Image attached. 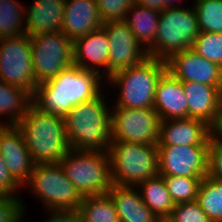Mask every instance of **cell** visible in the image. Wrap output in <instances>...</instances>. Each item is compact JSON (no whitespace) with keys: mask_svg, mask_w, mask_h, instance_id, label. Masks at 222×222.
Here are the masks:
<instances>
[{"mask_svg":"<svg viewBox=\"0 0 222 222\" xmlns=\"http://www.w3.org/2000/svg\"><path fill=\"white\" fill-rule=\"evenodd\" d=\"M160 120L188 118V101L179 81L166 71L157 83L153 103Z\"/></svg>","mask_w":222,"mask_h":222,"instance_id":"cell-19","label":"cell"},{"mask_svg":"<svg viewBox=\"0 0 222 222\" xmlns=\"http://www.w3.org/2000/svg\"><path fill=\"white\" fill-rule=\"evenodd\" d=\"M0 154L13 180L22 188L34 169V161L16 125L0 122Z\"/></svg>","mask_w":222,"mask_h":222,"instance_id":"cell-14","label":"cell"},{"mask_svg":"<svg viewBox=\"0 0 222 222\" xmlns=\"http://www.w3.org/2000/svg\"><path fill=\"white\" fill-rule=\"evenodd\" d=\"M102 78L101 74L73 64L37 86L32 94V106L42 113L64 118L74 106L101 93Z\"/></svg>","mask_w":222,"mask_h":222,"instance_id":"cell-1","label":"cell"},{"mask_svg":"<svg viewBox=\"0 0 222 222\" xmlns=\"http://www.w3.org/2000/svg\"><path fill=\"white\" fill-rule=\"evenodd\" d=\"M7 194L0 188V198L6 196Z\"/></svg>","mask_w":222,"mask_h":222,"instance_id":"cell-42","label":"cell"},{"mask_svg":"<svg viewBox=\"0 0 222 222\" xmlns=\"http://www.w3.org/2000/svg\"><path fill=\"white\" fill-rule=\"evenodd\" d=\"M135 186L112 184L107 192L117 211L120 222H159L157 217L143 202Z\"/></svg>","mask_w":222,"mask_h":222,"instance_id":"cell-22","label":"cell"},{"mask_svg":"<svg viewBox=\"0 0 222 222\" xmlns=\"http://www.w3.org/2000/svg\"><path fill=\"white\" fill-rule=\"evenodd\" d=\"M34 164L60 163L71 149L64 118L42 113L32 105L16 125Z\"/></svg>","mask_w":222,"mask_h":222,"instance_id":"cell-3","label":"cell"},{"mask_svg":"<svg viewBox=\"0 0 222 222\" xmlns=\"http://www.w3.org/2000/svg\"><path fill=\"white\" fill-rule=\"evenodd\" d=\"M167 71L182 82L191 81L220 86L222 67L200 56L191 48L172 54L166 60Z\"/></svg>","mask_w":222,"mask_h":222,"instance_id":"cell-15","label":"cell"},{"mask_svg":"<svg viewBox=\"0 0 222 222\" xmlns=\"http://www.w3.org/2000/svg\"><path fill=\"white\" fill-rule=\"evenodd\" d=\"M191 49L222 67V33L200 32Z\"/></svg>","mask_w":222,"mask_h":222,"instance_id":"cell-30","label":"cell"},{"mask_svg":"<svg viewBox=\"0 0 222 222\" xmlns=\"http://www.w3.org/2000/svg\"><path fill=\"white\" fill-rule=\"evenodd\" d=\"M0 80L22 88L32 96L38 84L34 75L29 35L0 39Z\"/></svg>","mask_w":222,"mask_h":222,"instance_id":"cell-10","label":"cell"},{"mask_svg":"<svg viewBox=\"0 0 222 222\" xmlns=\"http://www.w3.org/2000/svg\"><path fill=\"white\" fill-rule=\"evenodd\" d=\"M200 32L222 33V0H195Z\"/></svg>","mask_w":222,"mask_h":222,"instance_id":"cell-28","label":"cell"},{"mask_svg":"<svg viewBox=\"0 0 222 222\" xmlns=\"http://www.w3.org/2000/svg\"><path fill=\"white\" fill-rule=\"evenodd\" d=\"M176 1H179V0H162V4H163V9L164 8H168V7H174V4Z\"/></svg>","mask_w":222,"mask_h":222,"instance_id":"cell-39","label":"cell"},{"mask_svg":"<svg viewBox=\"0 0 222 222\" xmlns=\"http://www.w3.org/2000/svg\"><path fill=\"white\" fill-rule=\"evenodd\" d=\"M210 146H157L159 175L205 177Z\"/></svg>","mask_w":222,"mask_h":222,"instance_id":"cell-12","label":"cell"},{"mask_svg":"<svg viewBox=\"0 0 222 222\" xmlns=\"http://www.w3.org/2000/svg\"><path fill=\"white\" fill-rule=\"evenodd\" d=\"M73 63L74 65L100 74L102 66L108 79V56L110 44L107 33L103 27L93 30L84 37L73 42ZM89 62V64H88ZM93 64V66H92ZM95 66L99 68H95Z\"/></svg>","mask_w":222,"mask_h":222,"instance_id":"cell-17","label":"cell"},{"mask_svg":"<svg viewBox=\"0 0 222 222\" xmlns=\"http://www.w3.org/2000/svg\"><path fill=\"white\" fill-rule=\"evenodd\" d=\"M208 176L222 182V138L210 136Z\"/></svg>","mask_w":222,"mask_h":222,"instance_id":"cell-34","label":"cell"},{"mask_svg":"<svg viewBox=\"0 0 222 222\" xmlns=\"http://www.w3.org/2000/svg\"><path fill=\"white\" fill-rule=\"evenodd\" d=\"M45 222H75L74 215H51Z\"/></svg>","mask_w":222,"mask_h":222,"instance_id":"cell-37","label":"cell"},{"mask_svg":"<svg viewBox=\"0 0 222 222\" xmlns=\"http://www.w3.org/2000/svg\"><path fill=\"white\" fill-rule=\"evenodd\" d=\"M140 186V187H139ZM142 189L140 193L145 205L160 218H168L174 208V202L167 190L164 178L156 175L145 181H142L136 188Z\"/></svg>","mask_w":222,"mask_h":222,"instance_id":"cell-24","label":"cell"},{"mask_svg":"<svg viewBox=\"0 0 222 222\" xmlns=\"http://www.w3.org/2000/svg\"><path fill=\"white\" fill-rule=\"evenodd\" d=\"M168 218L173 222H211L197 201L175 204Z\"/></svg>","mask_w":222,"mask_h":222,"instance_id":"cell-32","label":"cell"},{"mask_svg":"<svg viewBox=\"0 0 222 222\" xmlns=\"http://www.w3.org/2000/svg\"><path fill=\"white\" fill-rule=\"evenodd\" d=\"M32 96L24 89L0 80V116L8 115L9 124L17 125L32 105Z\"/></svg>","mask_w":222,"mask_h":222,"instance_id":"cell-25","label":"cell"},{"mask_svg":"<svg viewBox=\"0 0 222 222\" xmlns=\"http://www.w3.org/2000/svg\"><path fill=\"white\" fill-rule=\"evenodd\" d=\"M212 133L216 137L222 138V108L219 109L218 119L215 125L212 127Z\"/></svg>","mask_w":222,"mask_h":222,"instance_id":"cell-38","label":"cell"},{"mask_svg":"<svg viewBox=\"0 0 222 222\" xmlns=\"http://www.w3.org/2000/svg\"><path fill=\"white\" fill-rule=\"evenodd\" d=\"M212 127L194 118L171 119L160 122L157 146H210Z\"/></svg>","mask_w":222,"mask_h":222,"instance_id":"cell-16","label":"cell"},{"mask_svg":"<svg viewBox=\"0 0 222 222\" xmlns=\"http://www.w3.org/2000/svg\"><path fill=\"white\" fill-rule=\"evenodd\" d=\"M211 222H222V182L205 176L200 184L197 200Z\"/></svg>","mask_w":222,"mask_h":222,"instance_id":"cell-27","label":"cell"},{"mask_svg":"<svg viewBox=\"0 0 222 222\" xmlns=\"http://www.w3.org/2000/svg\"><path fill=\"white\" fill-rule=\"evenodd\" d=\"M219 108H222V82L219 88Z\"/></svg>","mask_w":222,"mask_h":222,"instance_id":"cell-40","label":"cell"},{"mask_svg":"<svg viewBox=\"0 0 222 222\" xmlns=\"http://www.w3.org/2000/svg\"><path fill=\"white\" fill-rule=\"evenodd\" d=\"M29 186L51 215H76L83 197L67 178L60 163L36 164Z\"/></svg>","mask_w":222,"mask_h":222,"instance_id":"cell-5","label":"cell"},{"mask_svg":"<svg viewBox=\"0 0 222 222\" xmlns=\"http://www.w3.org/2000/svg\"><path fill=\"white\" fill-rule=\"evenodd\" d=\"M103 24L95 0H65L62 33L73 42Z\"/></svg>","mask_w":222,"mask_h":222,"instance_id":"cell-18","label":"cell"},{"mask_svg":"<svg viewBox=\"0 0 222 222\" xmlns=\"http://www.w3.org/2000/svg\"><path fill=\"white\" fill-rule=\"evenodd\" d=\"M60 165L82 197L106 194L112 187L108 152L70 149Z\"/></svg>","mask_w":222,"mask_h":222,"instance_id":"cell-8","label":"cell"},{"mask_svg":"<svg viewBox=\"0 0 222 222\" xmlns=\"http://www.w3.org/2000/svg\"><path fill=\"white\" fill-rule=\"evenodd\" d=\"M102 21L125 20L135 0H95Z\"/></svg>","mask_w":222,"mask_h":222,"instance_id":"cell-31","label":"cell"},{"mask_svg":"<svg viewBox=\"0 0 222 222\" xmlns=\"http://www.w3.org/2000/svg\"><path fill=\"white\" fill-rule=\"evenodd\" d=\"M20 186L13 180L11 175L9 174L5 163L3 162V157L0 154V188L7 194V195H14L16 196L17 190H19Z\"/></svg>","mask_w":222,"mask_h":222,"instance_id":"cell-35","label":"cell"},{"mask_svg":"<svg viewBox=\"0 0 222 222\" xmlns=\"http://www.w3.org/2000/svg\"><path fill=\"white\" fill-rule=\"evenodd\" d=\"M21 201L14 195L0 198V222H21L25 216V206Z\"/></svg>","mask_w":222,"mask_h":222,"instance_id":"cell-33","label":"cell"},{"mask_svg":"<svg viewBox=\"0 0 222 222\" xmlns=\"http://www.w3.org/2000/svg\"><path fill=\"white\" fill-rule=\"evenodd\" d=\"M159 18L160 11L134 3L124 21L137 40L147 50L155 42Z\"/></svg>","mask_w":222,"mask_h":222,"instance_id":"cell-23","label":"cell"},{"mask_svg":"<svg viewBox=\"0 0 222 222\" xmlns=\"http://www.w3.org/2000/svg\"><path fill=\"white\" fill-rule=\"evenodd\" d=\"M114 106L111 114L112 141L158 144L161 120L154 108L131 109Z\"/></svg>","mask_w":222,"mask_h":222,"instance_id":"cell-11","label":"cell"},{"mask_svg":"<svg viewBox=\"0 0 222 222\" xmlns=\"http://www.w3.org/2000/svg\"><path fill=\"white\" fill-rule=\"evenodd\" d=\"M108 37V78L123 69L140 64L148 57L147 50L137 40L124 20L108 21L102 26Z\"/></svg>","mask_w":222,"mask_h":222,"instance_id":"cell-13","label":"cell"},{"mask_svg":"<svg viewBox=\"0 0 222 222\" xmlns=\"http://www.w3.org/2000/svg\"><path fill=\"white\" fill-rule=\"evenodd\" d=\"M174 204L197 200L198 190L204 177L161 175Z\"/></svg>","mask_w":222,"mask_h":222,"instance_id":"cell-29","label":"cell"},{"mask_svg":"<svg viewBox=\"0 0 222 222\" xmlns=\"http://www.w3.org/2000/svg\"><path fill=\"white\" fill-rule=\"evenodd\" d=\"M199 33L194 7L164 8L160 11L155 42L147 49V54L166 61L172 54L190 49Z\"/></svg>","mask_w":222,"mask_h":222,"instance_id":"cell-7","label":"cell"},{"mask_svg":"<svg viewBox=\"0 0 222 222\" xmlns=\"http://www.w3.org/2000/svg\"><path fill=\"white\" fill-rule=\"evenodd\" d=\"M108 154L113 184L136 187L159 174L157 145L112 141Z\"/></svg>","mask_w":222,"mask_h":222,"instance_id":"cell-6","label":"cell"},{"mask_svg":"<svg viewBox=\"0 0 222 222\" xmlns=\"http://www.w3.org/2000/svg\"><path fill=\"white\" fill-rule=\"evenodd\" d=\"M25 10V34L62 32L65 0H36ZM26 23V25H25Z\"/></svg>","mask_w":222,"mask_h":222,"instance_id":"cell-21","label":"cell"},{"mask_svg":"<svg viewBox=\"0 0 222 222\" xmlns=\"http://www.w3.org/2000/svg\"><path fill=\"white\" fill-rule=\"evenodd\" d=\"M75 216L79 222H120L108 193L83 197Z\"/></svg>","mask_w":222,"mask_h":222,"instance_id":"cell-26","label":"cell"},{"mask_svg":"<svg viewBox=\"0 0 222 222\" xmlns=\"http://www.w3.org/2000/svg\"><path fill=\"white\" fill-rule=\"evenodd\" d=\"M166 71L165 60L148 56L140 64L113 74L106 82L120 89L115 105L131 109L153 108L157 83Z\"/></svg>","mask_w":222,"mask_h":222,"instance_id":"cell-4","label":"cell"},{"mask_svg":"<svg viewBox=\"0 0 222 222\" xmlns=\"http://www.w3.org/2000/svg\"><path fill=\"white\" fill-rule=\"evenodd\" d=\"M159 222H173V221L170 220L169 218H160Z\"/></svg>","mask_w":222,"mask_h":222,"instance_id":"cell-41","label":"cell"},{"mask_svg":"<svg viewBox=\"0 0 222 222\" xmlns=\"http://www.w3.org/2000/svg\"><path fill=\"white\" fill-rule=\"evenodd\" d=\"M135 3L146 8H152L158 11L163 10L162 0H135Z\"/></svg>","mask_w":222,"mask_h":222,"instance_id":"cell-36","label":"cell"},{"mask_svg":"<svg viewBox=\"0 0 222 222\" xmlns=\"http://www.w3.org/2000/svg\"><path fill=\"white\" fill-rule=\"evenodd\" d=\"M188 101V118L199 119L213 127L219 114V88L203 83L182 82Z\"/></svg>","mask_w":222,"mask_h":222,"instance_id":"cell-20","label":"cell"},{"mask_svg":"<svg viewBox=\"0 0 222 222\" xmlns=\"http://www.w3.org/2000/svg\"><path fill=\"white\" fill-rule=\"evenodd\" d=\"M37 84L49 81L73 65V41L60 31L30 35Z\"/></svg>","mask_w":222,"mask_h":222,"instance_id":"cell-9","label":"cell"},{"mask_svg":"<svg viewBox=\"0 0 222 222\" xmlns=\"http://www.w3.org/2000/svg\"><path fill=\"white\" fill-rule=\"evenodd\" d=\"M102 95L74 106L64 116L71 149L108 152L112 113Z\"/></svg>","mask_w":222,"mask_h":222,"instance_id":"cell-2","label":"cell"}]
</instances>
